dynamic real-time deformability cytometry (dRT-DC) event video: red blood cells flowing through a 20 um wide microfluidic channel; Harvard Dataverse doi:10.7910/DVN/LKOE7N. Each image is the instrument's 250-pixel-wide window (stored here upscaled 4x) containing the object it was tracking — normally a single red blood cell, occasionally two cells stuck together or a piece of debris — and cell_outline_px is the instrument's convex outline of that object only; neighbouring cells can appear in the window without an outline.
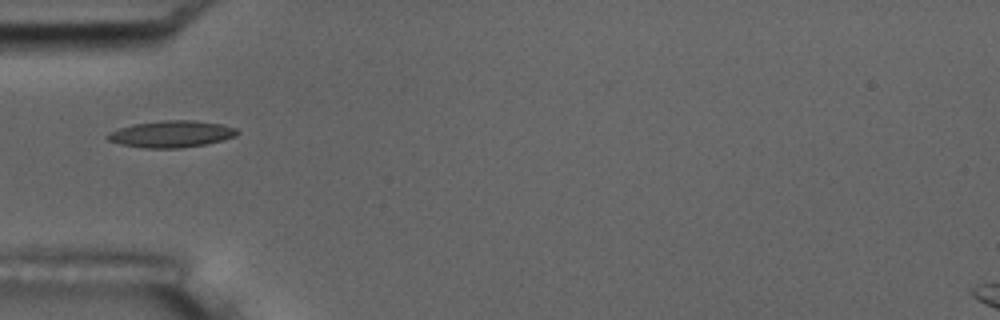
{"species": "common noctule bat (a hibernating species)", "species_latin": "Nyctalus noctula", "temperature_condition": "room temperature", "stored_images_in_passage": 38, "camera_frame_rate_fps": 3000, "um_per_image_px": 0.085, "animal": {"sex": "male", "body_mass_g": 17.5, "forearm_length_mm": 52.3}, "frame": {"image": 1, "passage_image": 1, "time_ms": 0.0, "image_size_px": [1000, 320], "cell_outline_px": [[240, 132], [236, 136], [204, 144], [180, 148], [144, 148], [120, 144], [108, 140], [104, 136], [108, 132], [132, 124], [160, 120], [196, 120], [220, 124], [236, 128]], "centroid_in_image_um": [14.53, 11.38], "position_along_channel_um": 70.5, "area_um2": 20.23}, "authors_computed_cell_mechanics": {"area_um2": 18.0914, "velocity_mm_per_s": 3.646, "shape_relaxation_time_tau1_ms": 4.8275, "shape_relaxation_time_tau2_ms": 3.8655, "deformation_change_tau1": 0.1536, "deformation_change_tau2": 0.1021}}